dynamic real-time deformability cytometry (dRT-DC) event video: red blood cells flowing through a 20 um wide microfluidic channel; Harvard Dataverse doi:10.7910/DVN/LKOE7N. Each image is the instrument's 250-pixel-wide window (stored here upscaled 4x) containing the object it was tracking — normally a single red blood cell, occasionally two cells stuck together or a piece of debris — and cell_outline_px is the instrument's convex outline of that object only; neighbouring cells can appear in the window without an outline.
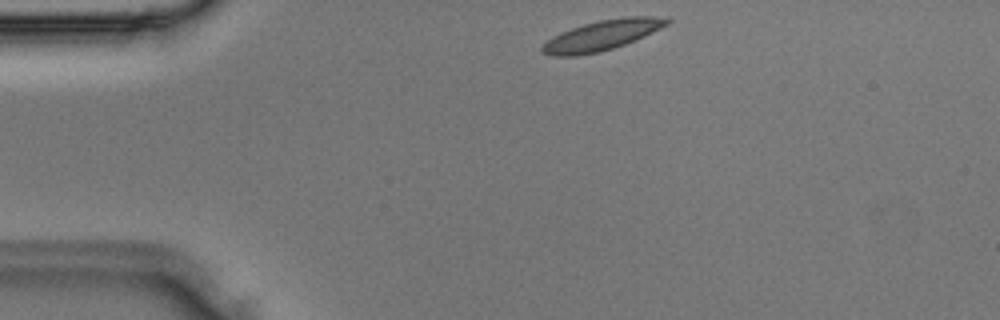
{"species": "Egyptian fruit bat (a non-hibernating species)", "species_latin": "Rousettus aegyptiacus", "temperature_condition": "room temperature", "stored_images_in_passage": 3, "camera_frame_rate_fps": 3000, "um_per_image_px": 0.085, "animal": {"sex": "male"}, "frame": {"image": 1, "passage_image": 1, "time_ms": 0.0, "image_size_px": [1000, 320], "cell_outline_px": [[672, 20], [668, 24], [636, 40], [600, 52], [576, 56], [552, 56], [540, 52], [540, 48], [548, 40], [572, 28], [584, 24], [600, 20], [624, 16], [652, 16]], "centroid_in_image_um": [51.16, 3.01], "position_along_channel_um": 33.8, "area_um2": 21.56}}